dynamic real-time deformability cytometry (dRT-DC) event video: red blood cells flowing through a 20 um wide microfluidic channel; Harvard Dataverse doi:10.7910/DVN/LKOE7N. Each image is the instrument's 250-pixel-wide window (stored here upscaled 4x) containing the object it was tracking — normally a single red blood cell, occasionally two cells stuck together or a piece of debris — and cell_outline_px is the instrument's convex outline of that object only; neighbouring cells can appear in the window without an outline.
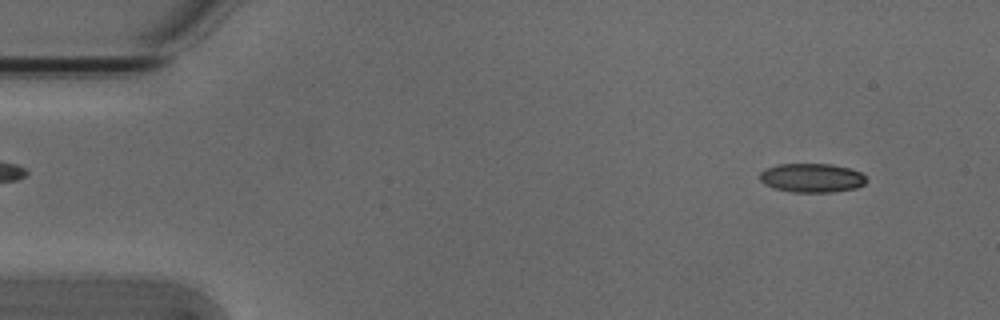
{"species": "Egyptian fruit bat (a non-hibernating species)", "species_latin": "Rousettus aegyptiacus", "temperature_condition": "cold", "stored_images_in_passage": 52, "camera_frame_rate_fps": 3000, "um_per_image_px": 0.085, "animal": {"sex": "male"}, "frame": {"image": 1, "passage_image": 3, "time_ms": 0.667, "image_size_px": [1000, 320], "cell_outline_px": [[868, 180], [864, 184], [856, 188], [832, 192], [792, 192], [772, 188], [764, 184], [760, 180], [760, 172], [764, 168], [780, 164], [832, 164], [848, 168], [860, 172]], "centroid_in_image_um": [68.98, 15.12], "position_along_channel_um": 16.0, "area_um2": 18.09}}
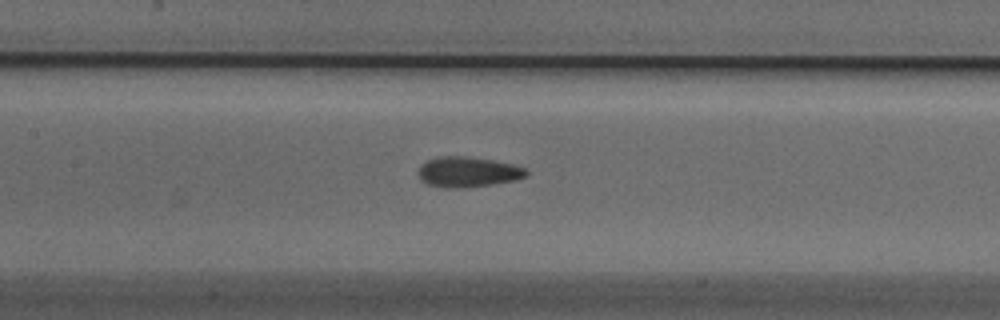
{"frame": {"image": 2, "passage_image": 23, "time_ms": 7.333, "image_size_px": [1000, 320], "cell_outline_px": [[528, 176], [512, 180], [492, 184], [460, 188], [444, 188], [428, 184], [420, 180], [416, 172], [420, 164], [428, 160], [440, 156], [468, 156], [492, 160], [512, 164], [524, 168], [528, 172]], "centroid_in_image_um": [39.7, 14.61], "position_along_channel_um": 167.7, "area_um2": 19.13}}
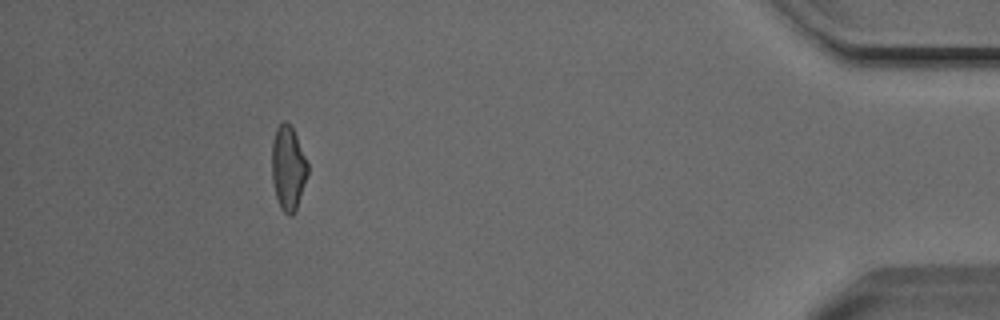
{"frame": {"image": 3, "passage_image": 47, "time_ms": 15.333, "image_size_px": [1000, 320], "cell_outline_px": [[308, 176], [296, 208], [292, 216], [288, 216], [280, 208], [276, 196], [272, 180], [272, 144], [276, 128], [284, 120], [288, 120], [296, 136], [308, 164]], "centroid_in_image_um": [24.49, 14.28], "position_along_channel_um": 410.7, "area_um2": 17.57}, "authors_computed_cell_mechanics": {"area_um2": 18.2937, "velocity_mm_per_s": 3.8203, "shape_relaxation_time_tau1_ms": 7.9097, "shape_relaxation_time_tau2_ms": 1.9165, "deformation_change_tau1": 0.1959, "deformation_change_tau2": 0.0839}}